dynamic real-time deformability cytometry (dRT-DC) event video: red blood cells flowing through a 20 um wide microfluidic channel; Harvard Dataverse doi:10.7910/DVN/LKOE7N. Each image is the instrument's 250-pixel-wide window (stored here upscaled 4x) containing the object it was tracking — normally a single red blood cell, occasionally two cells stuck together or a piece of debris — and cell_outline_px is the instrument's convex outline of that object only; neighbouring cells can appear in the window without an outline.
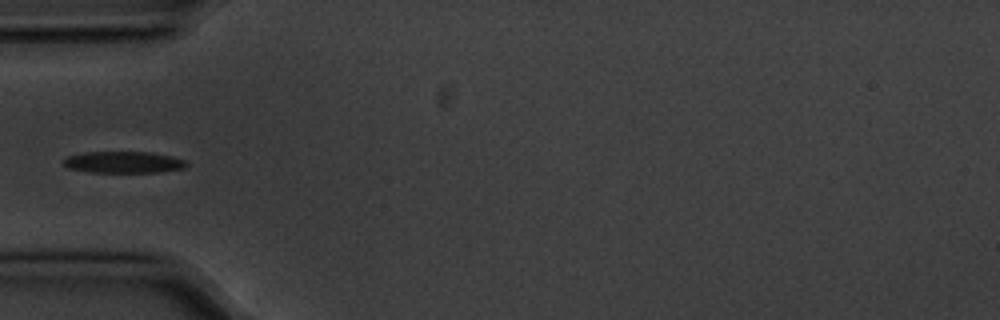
{"species": "common noctule bat (a hibernating species)", "species_latin": "Nyctalus noctula", "temperature_condition": "cold", "stored_images_in_passage": 5, "segment_of_instrument_passage": [2, 2], "camera_frame_rate_fps": 3000, "um_per_image_px": 0.085, "animal": {"sex": "male", "body_mass_g": 20.1, "forearm_length_mm": 53.5}, "frame": {"image": 1, "passage_image": 5, "time_ms": 1.333, "image_size_px": [1000, 320], "cell_outline_px": [[188, 164], [184, 168], [160, 172], [88, 172], [68, 168], [60, 160], [64, 156], [84, 152], [152, 152], [172, 156], [184, 160]], "centroid_in_image_um": [10.44, 13.78], "position_along_channel_um": 74.6, "area_um2": 15.66}}